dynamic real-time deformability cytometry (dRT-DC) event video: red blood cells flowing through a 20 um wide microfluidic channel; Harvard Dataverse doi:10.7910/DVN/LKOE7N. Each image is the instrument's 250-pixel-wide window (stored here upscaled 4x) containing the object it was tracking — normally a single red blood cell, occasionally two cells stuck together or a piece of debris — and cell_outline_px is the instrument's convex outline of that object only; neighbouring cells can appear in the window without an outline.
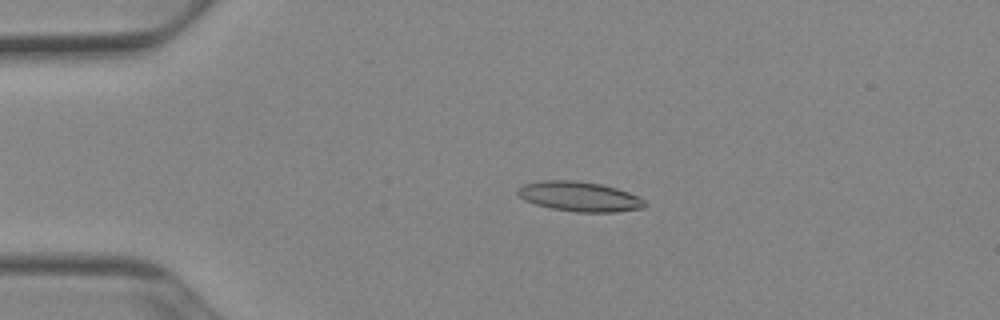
{"species": "Egyptian fruit bat (a non-hibernating species)", "species_latin": "Rousettus aegyptiacus", "temperature_condition": "cold", "stored_images_in_passage": 52, "camera_frame_rate_fps": 3000, "um_per_image_px": 0.085, "animal": {"sex": "female"}, "frame": {"image": 1, "passage_image": 12, "time_ms": 3.667, "image_size_px": [1000, 320], "cell_outline_px": [[648, 204], [644, 208], [616, 212], [576, 212], [552, 208], [536, 204], [524, 200], [516, 192], [524, 184], [540, 180], [576, 180], [600, 184], [616, 188], [640, 196]], "centroid_in_image_um": [49.29, 16.7], "position_along_channel_um": 35.7, "area_um2": 22.14}}
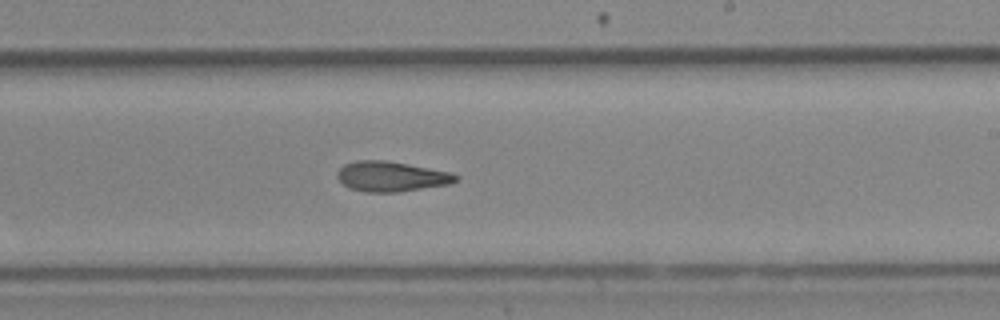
{"frame": {"image": 2, "passage_image": 32, "time_ms": 10.333, "image_size_px": [1000, 320], "cell_outline_px": [[460, 180], [448, 184], [400, 192], [364, 192], [352, 188], [344, 184], [336, 176], [336, 172], [344, 164], [356, 160], [384, 160], [408, 164], [452, 172], [460, 176]], "centroid_in_image_um": [33.29, 14.99], "position_along_channel_um": 255.7, "area_um2": 20.87}}
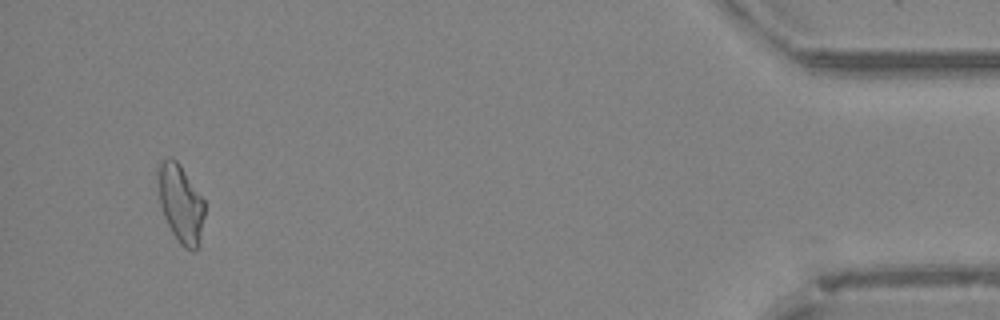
{"frame": {"image": 3, "passage_image": 50, "time_ms": 16.333, "image_size_px": [1000, 320], "cell_outline_px": [[204, 216], [200, 244], [196, 248], [184, 248], [180, 244], [172, 232], [164, 216], [160, 204], [156, 184], [156, 168], [168, 156], [172, 156], [180, 164], [204, 200]], "centroid_in_image_um": [15.32, 17.25], "position_along_channel_um": 419.9, "area_um2": 21.39}, "authors_computed_cell_mechanics": {"area_um2": 21.0103, "velocity_mm_per_s": 3.9327, "shape_relaxation_time_tau1_ms": 9.9421, "shape_relaxation_time_tau2_ms": 5.6282, "deformation_change_tau1": 0.2414, "deformation_change_tau2": 0.1535}}